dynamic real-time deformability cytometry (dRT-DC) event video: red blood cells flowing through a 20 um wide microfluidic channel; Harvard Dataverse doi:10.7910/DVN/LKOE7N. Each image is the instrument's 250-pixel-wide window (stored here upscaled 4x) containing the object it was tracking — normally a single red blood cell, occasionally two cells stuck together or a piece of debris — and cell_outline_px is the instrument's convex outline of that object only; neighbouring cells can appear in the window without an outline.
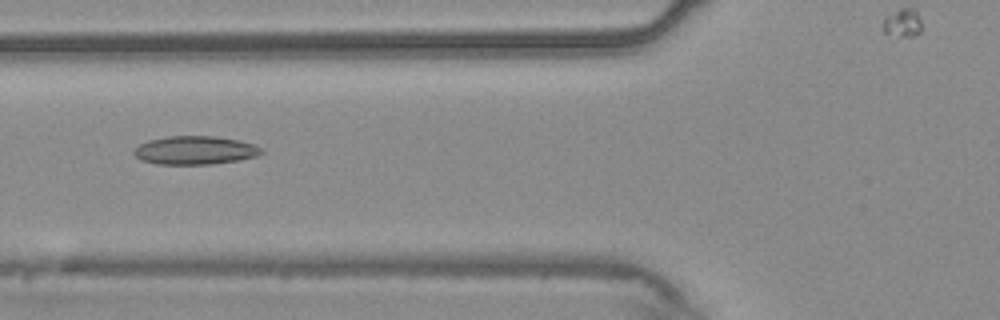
{"species": "common noctule bat (a hibernating species)", "species_latin": "Nyctalus noctula", "temperature_condition": "warm", "stored_images_in_passage": 53, "camera_frame_rate_fps": 3000, "um_per_image_px": 0.085, "animal": {"sex": "male", "body_mass_g": 20.4}, "frame": {"image": 1, "passage_image": 21, "time_ms": 6.667, "image_size_px": [1000, 320], "cell_outline_px": [[264, 152], [256, 156], [240, 160], [212, 164], [156, 164], [140, 160], [132, 152], [140, 144], [148, 140], [168, 136], [216, 136], [236, 140], [252, 144], [260, 148]], "centroid_in_image_um": [16.55, 12.78], "position_along_channel_um": 109.3, "area_um2": 21.04}}
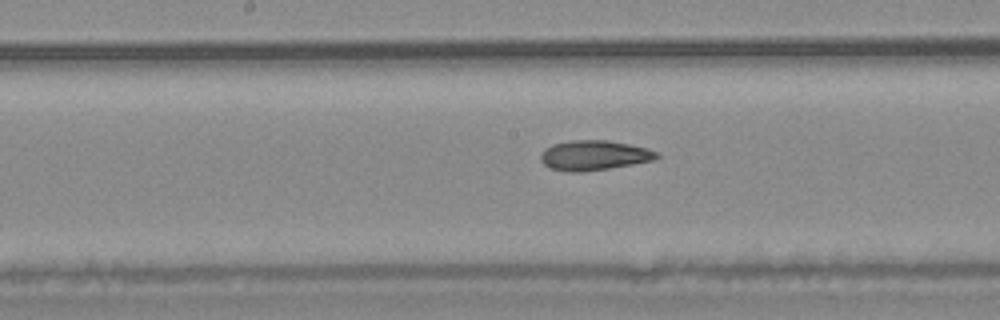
{"frame": {"image": 2, "passage_image": 28, "time_ms": 9.0, "image_size_px": [1000, 320], "cell_outline_px": [[660, 156], [652, 160], [632, 164], [608, 168], [580, 172], [568, 172], [552, 168], [544, 164], [540, 160], [540, 156], [544, 148], [552, 144], [572, 140], [608, 140], [648, 148], [660, 152]], "centroid_in_image_um": [50.49, 13.19], "position_along_channel_um": 197.7, "area_um2": 20.17}}
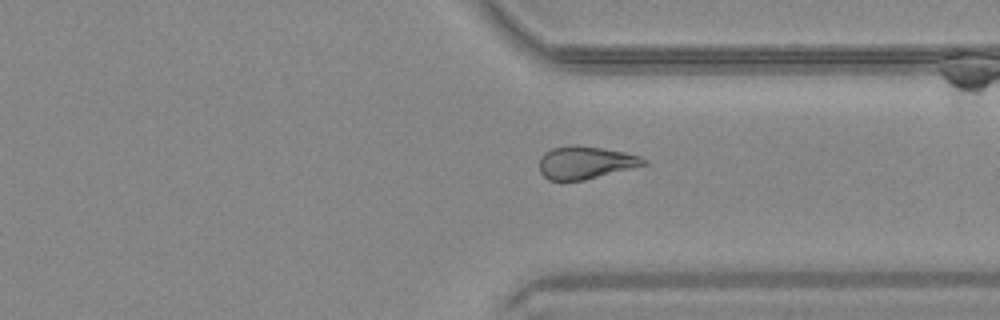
{"frame": {"image": 3, "passage_image": 41, "time_ms": 13.333, "image_size_px": [1000, 320], "cell_outline_px": [[648, 164], [584, 180], [548, 180], [540, 172], [540, 156], [544, 152], [552, 148], [576, 144], [604, 148], [624, 152], [640, 156], [648, 160]], "centroid_in_image_um": [49.77, 13.8], "position_along_channel_um": 361.6, "area_um2": 19.94}, "authors_computed_cell_mechanics": {"area_um2": 21.0392, "velocity_mm_per_s": 3.7699, "shape_relaxation_time_tau1_ms": null, "shape_relaxation_time_tau2_ms": 4.2957, "deformation_change_tau1": null, "deformation_change_tau2": 0.1255}}